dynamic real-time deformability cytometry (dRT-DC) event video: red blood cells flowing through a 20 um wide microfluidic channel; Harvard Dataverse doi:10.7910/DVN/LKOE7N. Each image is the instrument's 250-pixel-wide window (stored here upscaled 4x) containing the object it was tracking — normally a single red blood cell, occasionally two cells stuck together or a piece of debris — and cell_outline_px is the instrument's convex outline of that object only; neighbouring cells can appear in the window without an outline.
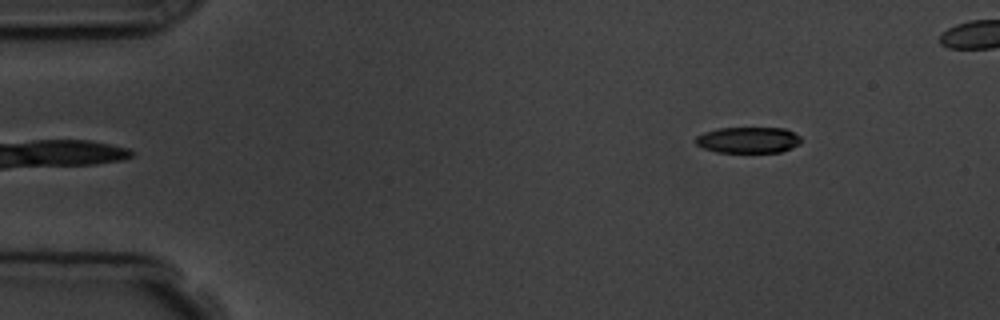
{"species": "common noctule bat (a hibernating species)", "species_latin": "Nyctalus noctula", "temperature_condition": "room temperature", "stored_images_in_passage": 2, "camera_frame_rate_fps": 3000, "um_per_image_px": 0.085, "animal": {"sex": "male", "body_mass_g": 19.5, "forearm_length_mm": 54.6}, "frame": {"image": 1, "passage_image": 2, "time_ms": 1.333, "image_size_px": [1000, 320], "cell_outline_px": [[800, 144], [792, 148], [780, 152], [716, 152], [704, 148], [696, 144], [696, 136], [704, 132], [716, 128], [784, 128], [800, 136]], "centroid_in_image_um": [63.59, 11.9], "position_along_channel_um": 21.4, "area_um2": 16.01}}